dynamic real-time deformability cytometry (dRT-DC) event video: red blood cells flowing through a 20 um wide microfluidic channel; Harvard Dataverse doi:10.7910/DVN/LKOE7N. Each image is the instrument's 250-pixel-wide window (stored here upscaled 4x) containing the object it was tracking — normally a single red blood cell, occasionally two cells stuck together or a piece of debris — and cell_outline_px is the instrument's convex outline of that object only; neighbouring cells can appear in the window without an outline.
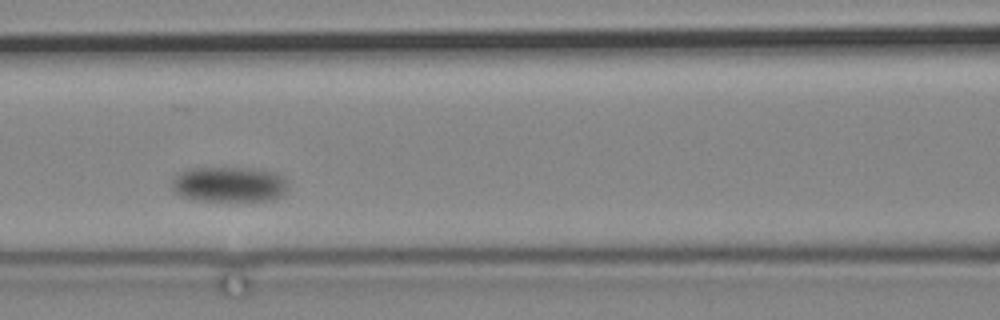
{"species": "common noctule bat (a hibernating species)", "species_latin": "Nyctalus noctula", "temperature_condition": "cold", "stored_images_in_passage": 5, "camera_frame_rate_fps": 3000, "um_per_image_px": 0.085, "animal": {"sex": "male", "body_mass_g": 19.2, "forearm_length_mm": 51.8}, "frame": {"image": 1, "passage_image": 4, "time_ms": 3.667, "image_size_px": [1000, 320], "cell_outline_px": [[288, 188], [280, 196], [272, 200], [196, 200], [180, 196], [172, 188], [172, 180], [180, 172], [188, 168], [252, 168], [276, 172], [284, 176]], "centroid_in_image_um": [19.49, 15.66], "position_along_channel_um": 147.1, "area_um2": 23.87}}